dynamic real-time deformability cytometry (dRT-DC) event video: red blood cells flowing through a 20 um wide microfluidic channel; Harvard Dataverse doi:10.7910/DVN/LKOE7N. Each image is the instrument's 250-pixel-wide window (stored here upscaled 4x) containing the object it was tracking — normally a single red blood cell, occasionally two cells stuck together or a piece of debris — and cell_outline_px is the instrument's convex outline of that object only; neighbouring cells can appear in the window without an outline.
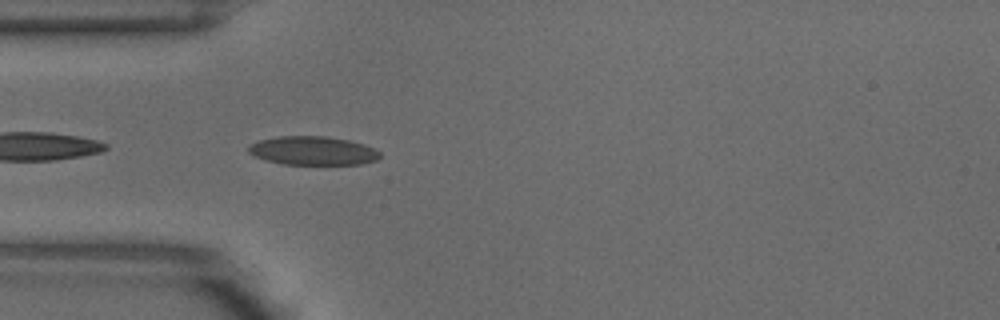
{"species": "common noctule bat (a hibernating species)", "species_latin": "Nyctalus noctula", "temperature_condition": "warm", "stored_images_in_passage": 4, "camera_frame_rate_fps": 3000, "um_per_image_px": 0.085, "animal": {"sex": "male", "body_mass_g": 18.8}, "frame": {"image": 1, "passage_image": 4, "time_ms": 1.0, "image_size_px": [1000, 320], "cell_outline_px": [[380, 156], [376, 160], [360, 164], [280, 164], [264, 160], [248, 152], [248, 144], [260, 140], [276, 136], [324, 136], [348, 140], [364, 144], [380, 152]], "centroid_in_image_um": [26.55, 12.81], "position_along_channel_um": 58.5, "area_um2": 21.96}}